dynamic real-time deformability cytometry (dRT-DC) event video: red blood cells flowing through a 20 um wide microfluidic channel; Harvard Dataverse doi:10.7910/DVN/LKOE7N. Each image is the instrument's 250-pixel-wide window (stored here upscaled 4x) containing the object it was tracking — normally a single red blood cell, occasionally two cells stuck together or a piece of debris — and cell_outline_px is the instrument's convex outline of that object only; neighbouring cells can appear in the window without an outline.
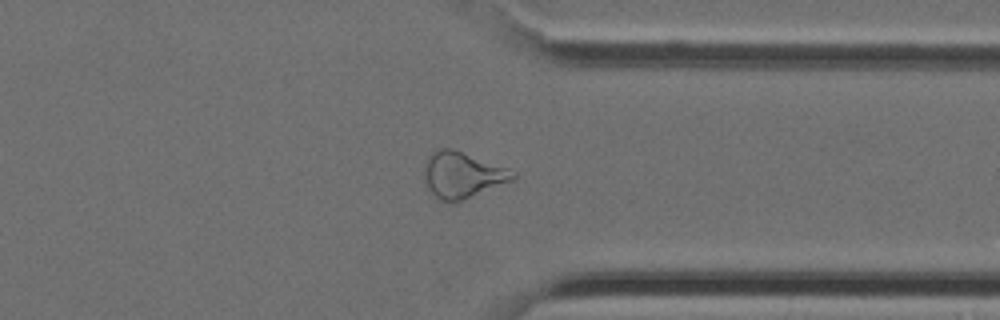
{"species": "Egyptian fruit bat (a non-hibernating species)", "species_latin": "Rousettus aegyptiacus", "temperature_condition": "cold", "stored_images_in_passage": 31, "camera_frame_rate_fps": 3000, "um_per_image_px": 0.085, "animal": {"sex": "female"}, "frame": {"image": 1, "passage_image": 22, "time_ms": 7.0, "image_size_px": [1000, 320], "cell_outline_px": [[516, 176], [512, 180], [456, 204], [448, 204], [436, 200], [424, 188], [424, 164], [428, 156], [432, 152], [440, 148], [452, 148], [508, 168], [516, 172]], "centroid_in_image_um": [39.22, 14.93], "position_along_channel_um": 372.2, "area_um2": 24.62}}
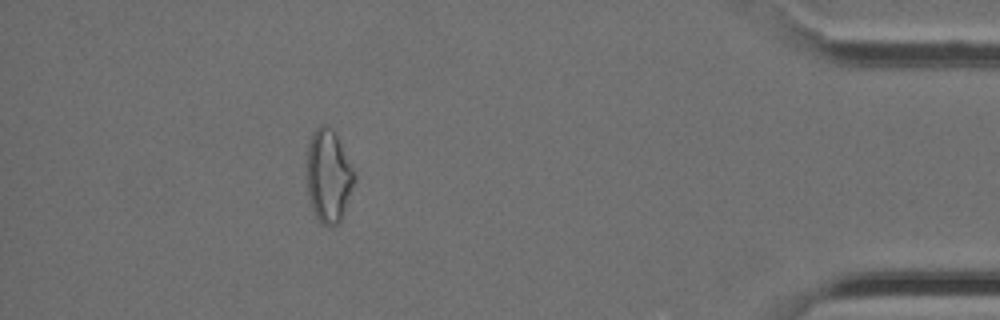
{"frame": {"image": 2, "passage_image": 27, "time_ms": 8.667, "image_size_px": [1000, 320], "cell_outline_px": [[356, 180], [340, 220], [332, 228], [328, 228], [320, 224], [312, 208], [308, 196], [308, 144], [316, 128], [320, 124], [324, 124], [332, 128], [356, 172]], "centroid_in_image_um": [27.94, 14.99], "position_along_channel_um": 407.3, "area_um2": 25.66}}